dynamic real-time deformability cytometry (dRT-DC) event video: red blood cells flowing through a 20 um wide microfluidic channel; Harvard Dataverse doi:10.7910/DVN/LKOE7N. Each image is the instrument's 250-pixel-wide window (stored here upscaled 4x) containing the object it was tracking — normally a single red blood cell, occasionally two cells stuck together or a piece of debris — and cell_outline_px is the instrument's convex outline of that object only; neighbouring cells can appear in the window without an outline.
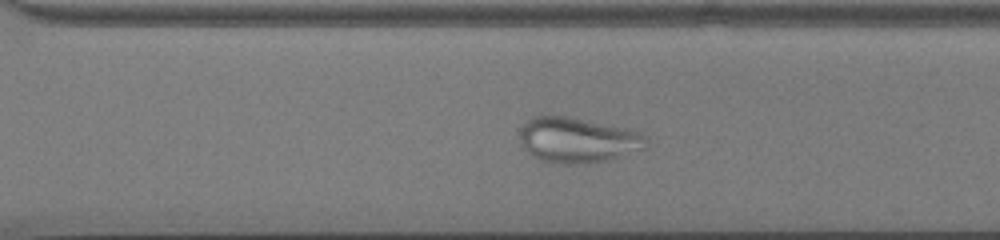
{"species": "common noctule bat (a hibernating species)", "species_latin": "Nyctalus noctula", "temperature_condition": "cold", "stored_images_in_passage": 41, "camera_frame_rate_fps": 3000, "um_per_image_px": 0.085, "animal": {"sex": "male", "body_mass_g": 13.0, "forearm_length_mm": 53.1}, "frame": {"image": 1, "passage_image": 30, "time_ms": 9.667, "image_size_px": [1000, 240], "cell_outline_px": [[648, 148], [608, 160], [580, 164], [552, 164], [540, 160], [532, 156], [520, 144], [520, 128], [528, 120], [536, 116], [568, 116], [624, 128], [640, 132], [648, 140]], "centroid_in_image_um": [49.1, 11.93], "position_along_channel_um": 321.5, "area_um2": 33.58}}
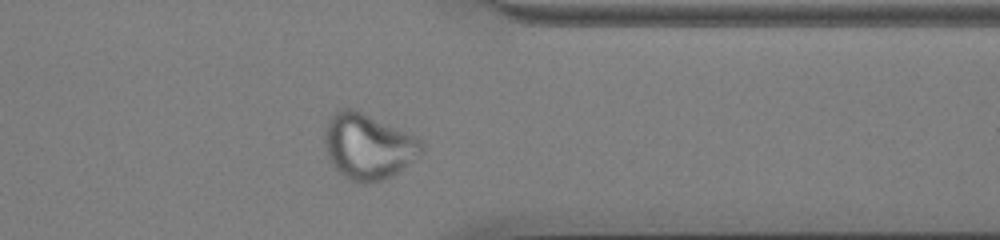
{"frame": {"image": 2, "passage_image": 35, "time_ms": 11.333, "image_size_px": [1000, 240], "cell_outline_px": [[424, 152], [392, 176], [380, 180], [364, 184], [360, 184], [344, 176], [332, 164], [328, 156], [324, 144], [324, 132], [328, 120], [336, 112], [344, 108], [352, 108], [408, 132], [416, 136], [424, 144]], "centroid_in_image_um": [31.3, 12.45], "position_along_channel_um": 380.1, "area_um2": 36.88}}